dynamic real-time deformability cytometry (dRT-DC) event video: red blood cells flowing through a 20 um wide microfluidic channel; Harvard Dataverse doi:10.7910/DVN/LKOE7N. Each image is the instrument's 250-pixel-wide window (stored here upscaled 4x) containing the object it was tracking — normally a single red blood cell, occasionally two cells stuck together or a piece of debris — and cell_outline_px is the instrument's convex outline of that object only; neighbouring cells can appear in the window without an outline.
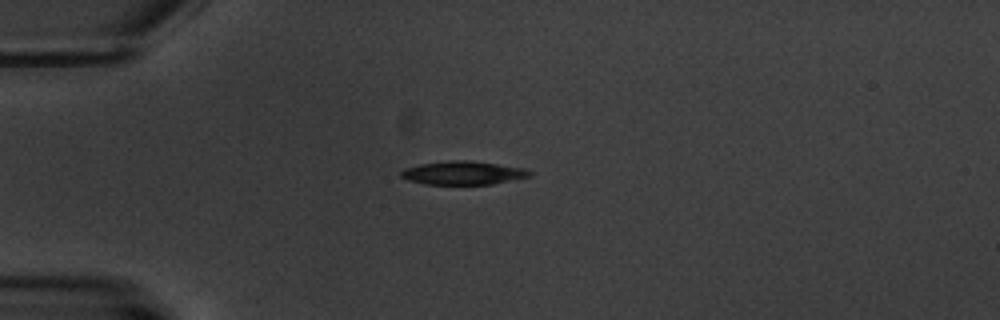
{"species": "common noctule bat (a hibernating species)", "species_latin": "Nyctalus noctula", "temperature_condition": "warm", "stored_images_in_passage": 4, "camera_frame_rate_fps": 3000, "um_per_image_px": 0.085, "animal": {"sex": "male", "body_mass_g": 20.1, "forearm_length_mm": 53.5}, "frame": {"image": 1, "passage_image": 1, "time_ms": 0.0, "image_size_px": [1000, 320], "cell_outline_px": [[532, 176], [492, 184], [424, 184], [408, 180], [400, 176], [400, 172], [404, 168], [420, 164], [452, 160], [468, 160], [524, 168], [532, 172]], "centroid_in_image_um": [39.35, 14.7], "position_along_channel_um": 45.7, "area_um2": 17.51}}
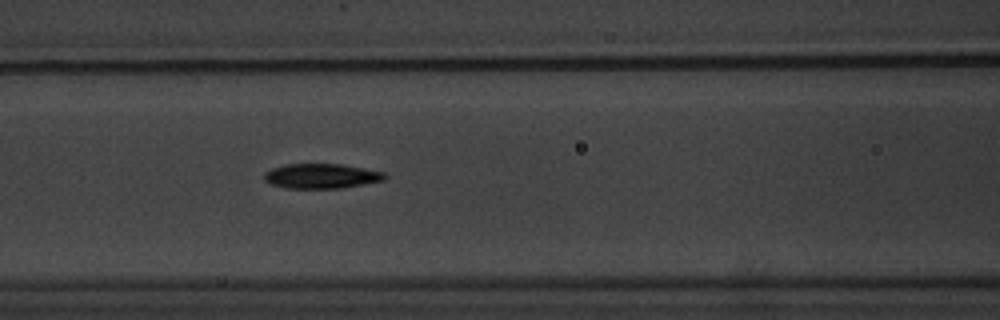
{"frame": {"image": 2, "passage_image": 4, "time_ms": 3.333, "image_size_px": [1000, 320], "cell_outline_px": [[388, 176], [384, 180], [364, 184], [340, 188], [284, 188], [272, 184], [264, 180], [264, 172], [272, 168], [284, 164], [340, 164], [384, 172]], "centroid_in_image_um": [27.29, 14.96], "position_along_channel_um": 139.3, "area_um2": 17.4}}